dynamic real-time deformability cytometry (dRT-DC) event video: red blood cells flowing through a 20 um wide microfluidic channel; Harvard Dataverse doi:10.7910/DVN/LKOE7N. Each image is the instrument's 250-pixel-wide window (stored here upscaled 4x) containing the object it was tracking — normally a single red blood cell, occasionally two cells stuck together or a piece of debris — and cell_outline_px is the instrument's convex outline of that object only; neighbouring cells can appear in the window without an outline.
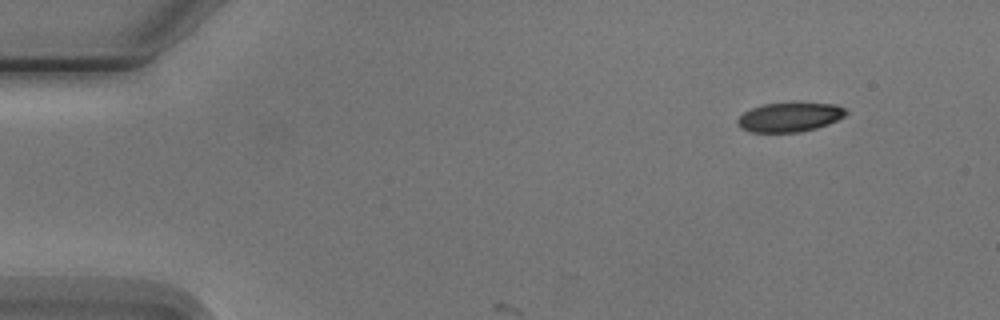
{"species": "Egyptian fruit bat (a non-hibernating species)", "species_latin": "Rousettus aegyptiacus", "temperature_condition": "cold", "stored_images_in_passage": 3, "camera_frame_rate_fps": 3000, "um_per_image_px": 0.085, "animal": {"sex": "male"}, "frame": {"image": 1, "passage_image": 1, "time_ms": 0.0, "image_size_px": [1000, 320], "cell_outline_px": [[848, 112], [844, 116], [828, 124], [816, 128], [800, 132], [752, 132], [740, 128], [736, 124], [736, 120], [744, 112], [752, 108], [764, 104], [836, 104], [844, 108]], "centroid_in_image_um": [67.09, 9.98], "position_along_channel_um": 17.9, "area_um2": 18.15}}